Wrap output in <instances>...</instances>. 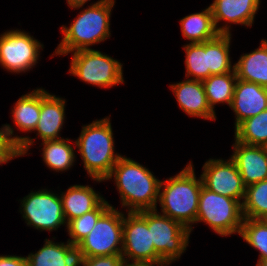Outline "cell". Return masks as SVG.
Returning a JSON list of instances; mask_svg holds the SVG:
<instances>
[{"instance_id": "cell-1", "label": "cell", "mask_w": 267, "mask_h": 266, "mask_svg": "<svg viewBox=\"0 0 267 266\" xmlns=\"http://www.w3.org/2000/svg\"><path fill=\"white\" fill-rule=\"evenodd\" d=\"M149 168L135 160L121 156L107 180L114 179L122 208L127 212L157 209L161 180Z\"/></svg>"}, {"instance_id": "cell-2", "label": "cell", "mask_w": 267, "mask_h": 266, "mask_svg": "<svg viewBox=\"0 0 267 266\" xmlns=\"http://www.w3.org/2000/svg\"><path fill=\"white\" fill-rule=\"evenodd\" d=\"M114 5L115 0H98L82 9L69 27L62 25V40L51 57L91 49L92 45L108 39L111 36L110 18Z\"/></svg>"}, {"instance_id": "cell-3", "label": "cell", "mask_w": 267, "mask_h": 266, "mask_svg": "<svg viewBox=\"0 0 267 266\" xmlns=\"http://www.w3.org/2000/svg\"><path fill=\"white\" fill-rule=\"evenodd\" d=\"M114 142L110 115L83 125L75 140L85 171L97 183L107 179L122 156L115 152Z\"/></svg>"}, {"instance_id": "cell-4", "label": "cell", "mask_w": 267, "mask_h": 266, "mask_svg": "<svg viewBox=\"0 0 267 266\" xmlns=\"http://www.w3.org/2000/svg\"><path fill=\"white\" fill-rule=\"evenodd\" d=\"M194 169L190 161L178 174L161 180L158 199L160 213L182 223L191 232L196 221L203 185L201 176L196 178Z\"/></svg>"}, {"instance_id": "cell-5", "label": "cell", "mask_w": 267, "mask_h": 266, "mask_svg": "<svg viewBox=\"0 0 267 266\" xmlns=\"http://www.w3.org/2000/svg\"><path fill=\"white\" fill-rule=\"evenodd\" d=\"M68 73L98 88L108 89L124 84L123 64L92 48L72 52Z\"/></svg>"}, {"instance_id": "cell-6", "label": "cell", "mask_w": 267, "mask_h": 266, "mask_svg": "<svg viewBox=\"0 0 267 266\" xmlns=\"http://www.w3.org/2000/svg\"><path fill=\"white\" fill-rule=\"evenodd\" d=\"M243 220L240 201L212 192L202 185L195 224L203 222L216 234L227 237L239 235Z\"/></svg>"}, {"instance_id": "cell-7", "label": "cell", "mask_w": 267, "mask_h": 266, "mask_svg": "<svg viewBox=\"0 0 267 266\" xmlns=\"http://www.w3.org/2000/svg\"><path fill=\"white\" fill-rule=\"evenodd\" d=\"M124 212L111 206L76 246L78 258L122 254Z\"/></svg>"}, {"instance_id": "cell-8", "label": "cell", "mask_w": 267, "mask_h": 266, "mask_svg": "<svg viewBox=\"0 0 267 266\" xmlns=\"http://www.w3.org/2000/svg\"><path fill=\"white\" fill-rule=\"evenodd\" d=\"M151 229V243L164 263L180 259L189 245L191 231L182 223L154 210L140 211Z\"/></svg>"}, {"instance_id": "cell-9", "label": "cell", "mask_w": 267, "mask_h": 266, "mask_svg": "<svg viewBox=\"0 0 267 266\" xmlns=\"http://www.w3.org/2000/svg\"><path fill=\"white\" fill-rule=\"evenodd\" d=\"M19 201L21 202L19 211L27 226L41 232L56 231L64 225L67 228L61 197L54 191L46 188L31 191Z\"/></svg>"}, {"instance_id": "cell-10", "label": "cell", "mask_w": 267, "mask_h": 266, "mask_svg": "<svg viewBox=\"0 0 267 266\" xmlns=\"http://www.w3.org/2000/svg\"><path fill=\"white\" fill-rule=\"evenodd\" d=\"M44 45L21 29L0 35V66L12 74L30 71L37 65Z\"/></svg>"}, {"instance_id": "cell-11", "label": "cell", "mask_w": 267, "mask_h": 266, "mask_svg": "<svg viewBox=\"0 0 267 266\" xmlns=\"http://www.w3.org/2000/svg\"><path fill=\"white\" fill-rule=\"evenodd\" d=\"M122 257L128 264L156 265L164 263L151 243V229L140 212L123 216ZM131 260V262H130Z\"/></svg>"}, {"instance_id": "cell-12", "label": "cell", "mask_w": 267, "mask_h": 266, "mask_svg": "<svg viewBox=\"0 0 267 266\" xmlns=\"http://www.w3.org/2000/svg\"><path fill=\"white\" fill-rule=\"evenodd\" d=\"M201 179L208 190L243 203L246 185L235 161L229 157L207 160L202 167Z\"/></svg>"}, {"instance_id": "cell-13", "label": "cell", "mask_w": 267, "mask_h": 266, "mask_svg": "<svg viewBox=\"0 0 267 266\" xmlns=\"http://www.w3.org/2000/svg\"><path fill=\"white\" fill-rule=\"evenodd\" d=\"M260 0H214L209 6L219 33L231 34V24L252 27ZM224 21V25H219ZM230 24V25H229Z\"/></svg>"}, {"instance_id": "cell-14", "label": "cell", "mask_w": 267, "mask_h": 266, "mask_svg": "<svg viewBox=\"0 0 267 266\" xmlns=\"http://www.w3.org/2000/svg\"><path fill=\"white\" fill-rule=\"evenodd\" d=\"M235 114L234 128L244 120L267 110V88L237 79L230 105Z\"/></svg>"}, {"instance_id": "cell-15", "label": "cell", "mask_w": 267, "mask_h": 266, "mask_svg": "<svg viewBox=\"0 0 267 266\" xmlns=\"http://www.w3.org/2000/svg\"><path fill=\"white\" fill-rule=\"evenodd\" d=\"M66 100L41 87V112L34 130L41 141L60 140L65 121Z\"/></svg>"}, {"instance_id": "cell-16", "label": "cell", "mask_w": 267, "mask_h": 266, "mask_svg": "<svg viewBox=\"0 0 267 266\" xmlns=\"http://www.w3.org/2000/svg\"><path fill=\"white\" fill-rule=\"evenodd\" d=\"M178 106L190 117H199L203 120H216L214 113L208 105L203 82L188 79L178 83L170 84Z\"/></svg>"}, {"instance_id": "cell-17", "label": "cell", "mask_w": 267, "mask_h": 266, "mask_svg": "<svg viewBox=\"0 0 267 266\" xmlns=\"http://www.w3.org/2000/svg\"><path fill=\"white\" fill-rule=\"evenodd\" d=\"M233 154L240 176L246 186L267 179V147L232 144Z\"/></svg>"}, {"instance_id": "cell-18", "label": "cell", "mask_w": 267, "mask_h": 266, "mask_svg": "<svg viewBox=\"0 0 267 266\" xmlns=\"http://www.w3.org/2000/svg\"><path fill=\"white\" fill-rule=\"evenodd\" d=\"M63 213L68 223L97 208L105 198L89 185H71L64 192L60 191Z\"/></svg>"}, {"instance_id": "cell-19", "label": "cell", "mask_w": 267, "mask_h": 266, "mask_svg": "<svg viewBox=\"0 0 267 266\" xmlns=\"http://www.w3.org/2000/svg\"><path fill=\"white\" fill-rule=\"evenodd\" d=\"M45 244L37 252L30 253L28 266H78L76 247L67 242H54L45 239Z\"/></svg>"}, {"instance_id": "cell-20", "label": "cell", "mask_w": 267, "mask_h": 266, "mask_svg": "<svg viewBox=\"0 0 267 266\" xmlns=\"http://www.w3.org/2000/svg\"><path fill=\"white\" fill-rule=\"evenodd\" d=\"M237 79L259 84L267 88V39L250 53H243L234 63Z\"/></svg>"}, {"instance_id": "cell-21", "label": "cell", "mask_w": 267, "mask_h": 266, "mask_svg": "<svg viewBox=\"0 0 267 266\" xmlns=\"http://www.w3.org/2000/svg\"><path fill=\"white\" fill-rule=\"evenodd\" d=\"M11 110L12 119L21 132H33L38 124L41 112V88L22 95Z\"/></svg>"}, {"instance_id": "cell-22", "label": "cell", "mask_w": 267, "mask_h": 266, "mask_svg": "<svg viewBox=\"0 0 267 266\" xmlns=\"http://www.w3.org/2000/svg\"><path fill=\"white\" fill-rule=\"evenodd\" d=\"M180 27L182 36L189 40V43H203L219 34L214 25L210 6L180 19Z\"/></svg>"}, {"instance_id": "cell-23", "label": "cell", "mask_w": 267, "mask_h": 266, "mask_svg": "<svg viewBox=\"0 0 267 266\" xmlns=\"http://www.w3.org/2000/svg\"><path fill=\"white\" fill-rule=\"evenodd\" d=\"M69 138H63L60 140L44 141L41 143L43 145L42 158L45 165L55 171V172H65L69 170L76 161V154L74 145L71 144Z\"/></svg>"}, {"instance_id": "cell-24", "label": "cell", "mask_w": 267, "mask_h": 266, "mask_svg": "<svg viewBox=\"0 0 267 266\" xmlns=\"http://www.w3.org/2000/svg\"><path fill=\"white\" fill-rule=\"evenodd\" d=\"M202 82L208 105L214 113L216 104L226 103L230 107L237 82L235 69L229 73L211 75Z\"/></svg>"}, {"instance_id": "cell-25", "label": "cell", "mask_w": 267, "mask_h": 266, "mask_svg": "<svg viewBox=\"0 0 267 266\" xmlns=\"http://www.w3.org/2000/svg\"><path fill=\"white\" fill-rule=\"evenodd\" d=\"M232 34L219 33L208 40V68L211 75L229 73L234 70L230 57Z\"/></svg>"}, {"instance_id": "cell-26", "label": "cell", "mask_w": 267, "mask_h": 266, "mask_svg": "<svg viewBox=\"0 0 267 266\" xmlns=\"http://www.w3.org/2000/svg\"><path fill=\"white\" fill-rule=\"evenodd\" d=\"M10 124L0 128V165L7 164L14 158L28 155L29 149L34 145L36 138L14 134Z\"/></svg>"}, {"instance_id": "cell-27", "label": "cell", "mask_w": 267, "mask_h": 266, "mask_svg": "<svg viewBox=\"0 0 267 266\" xmlns=\"http://www.w3.org/2000/svg\"><path fill=\"white\" fill-rule=\"evenodd\" d=\"M234 130V140L245 145L267 147V110L244 120Z\"/></svg>"}, {"instance_id": "cell-28", "label": "cell", "mask_w": 267, "mask_h": 266, "mask_svg": "<svg viewBox=\"0 0 267 266\" xmlns=\"http://www.w3.org/2000/svg\"><path fill=\"white\" fill-rule=\"evenodd\" d=\"M182 47L186 54L185 78L200 81L208 78V41L203 43H187Z\"/></svg>"}, {"instance_id": "cell-29", "label": "cell", "mask_w": 267, "mask_h": 266, "mask_svg": "<svg viewBox=\"0 0 267 266\" xmlns=\"http://www.w3.org/2000/svg\"><path fill=\"white\" fill-rule=\"evenodd\" d=\"M242 212L244 218L267 220V179L246 186Z\"/></svg>"}, {"instance_id": "cell-30", "label": "cell", "mask_w": 267, "mask_h": 266, "mask_svg": "<svg viewBox=\"0 0 267 266\" xmlns=\"http://www.w3.org/2000/svg\"><path fill=\"white\" fill-rule=\"evenodd\" d=\"M112 205L104 200L94 210L76 217L67 223V234L71 238L68 241L77 246L93 229L98 219L111 207Z\"/></svg>"}, {"instance_id": "cell-31", "label": "cell", "mask_w": 267, "mask_h": 266, "mask_svg": "<svg viewBox=\"0 0 267 266\" xmlns=\"http://www.w3.org/2000/svg\"><path fill=\"white\" fill-rule=\"evenodd\" d=\"M239 235L259 251V259H267V220L244 218Z\"/></svg>"}, {"instance_id": "cell-32", "label": "cell", "mask_w": 267, "mask_h": 266, "mask_svg": "<svg viewBox=\"0 0 267 266\" xmlns=\"http://www.w3.org/2000/svg\"><path fill=\"white\" fill-rule=\"evenodd\" d=\"M125 264L122 254L78 258V266H124Z\"/></svg>"}, {"instance_id": "cell-33", "label": "cell", "mask_w": 267, "mask_h": 266, "mask_svg": "<svg viewBox=\"0 0 267 266\" xmlns=\"http://www.w3.org/2000/svg\"><path fill=\"white\" fill-rule=\"evenodd\" d=\"M0 266H28V262L25 256L0 255Z\"/></svg>"}, {"instance_id": "cell-34", "label": "cell", "mask_w": 267, "mask_h": 266, "mask_svg": "<svg viewBox=\"0 0 267 266\" xmlns=\"http://www.w3.org/2000/svg\"><path fill=\"white\" fill-rule=\"evenodd\" d=\"M90 0H66L68 7L71 9H81Z\"/></svg>"}, {"instance_id": "cell-35", "label": "cell", "mask_w": 267, "mask_h": 266, "mask_svg": "<svg viewBox=\"0 0 267 266\" xmlns=\"http://www.w3.org/2000/svg\"><path fill=\"white\" fill-rule=\"evenodd\" d=\"M256 266H267V259L258 260Z\"/></svg>"}, {"instance_id": "cell-36", "label": "cell", "mask_w": 267, "mask_h": 266, "mask_svg": "<svg viewBox=\"0 0 267 266\" xmlns=\"http://www.w3.org/2000/svg\"><path fill=\"white\" fill-rule=\"evenodd\" d=\"M171 263H161V264H156V265H144L143 266H169Z\"/></svg>"}, {"instance_id": "cell-37", "label": "cell", "mask_w": 267, "mask_h": 266, "mask_svg": "<svg viewBox=\"0 0 267 266\" xmlns=\"http://www.w3.org/2000/svg\"><path fill=\"white\" fill-rule=\"evenodd\" d=\"M124 266H143V264H128V263H126Z\"/></svg>"}]
</instances>
